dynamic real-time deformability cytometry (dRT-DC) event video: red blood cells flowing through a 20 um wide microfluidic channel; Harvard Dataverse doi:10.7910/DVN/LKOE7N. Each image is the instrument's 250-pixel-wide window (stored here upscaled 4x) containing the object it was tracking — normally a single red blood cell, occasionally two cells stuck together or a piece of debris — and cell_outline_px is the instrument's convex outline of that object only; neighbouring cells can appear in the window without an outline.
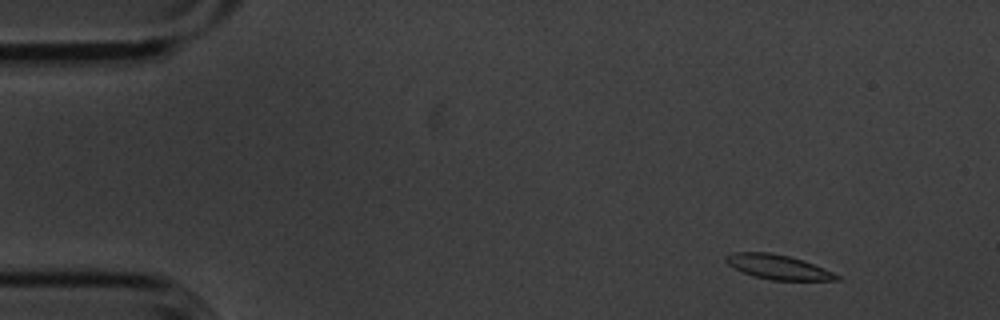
{"species": "common noctule bat (a hibernating species)", "species_latin": "Nyctalus noctula", "temperature_condition": "cold", "stored_images_in_passage": 4, "camera_frame_rate_fps": 3000, "um_per_image_px": 0.085, "animal": {"sex": "male", "body_mass_g": 20.1, "forearm_length_mm": 53.5}, "frame": {"image": 1, "passage_image": 1, "time_ms": 0.0, "image_size_px": [1000, 320], "cell_outline_px": [[840, 280], [772, 280], [756, 276], [744, 272], [728, 264], [724, 260], [724, 256], [736, 252], [768, 252], [788, 256], [804, 260], [832, 272], [840, 276]], "centroid_in_image_um": [66.14, 22.69], "position_along_channel_um": 18.9, "area_um2": 15.55}}